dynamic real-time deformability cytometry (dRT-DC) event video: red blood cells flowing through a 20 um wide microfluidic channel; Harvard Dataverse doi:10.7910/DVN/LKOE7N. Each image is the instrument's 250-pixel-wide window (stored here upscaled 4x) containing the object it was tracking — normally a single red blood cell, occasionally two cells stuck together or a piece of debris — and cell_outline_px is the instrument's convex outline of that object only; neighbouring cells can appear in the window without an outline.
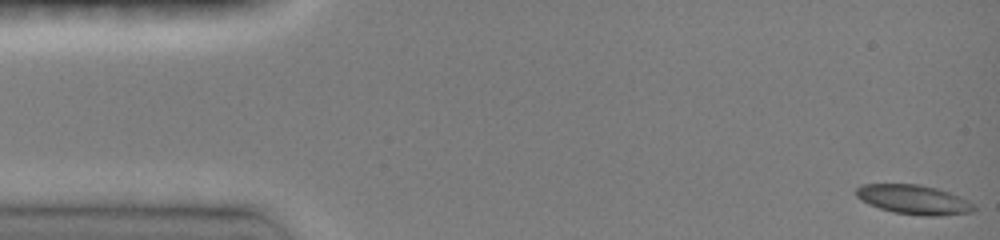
{"species": "common noctule bat (a hibernating species)", "species_latin": "Nyctalus noctula", "temperature_condition": "room temperature", "stored_images_in_passage": 31, "camera_frame_rate_fps": 3000, "um_per_image_px": 0.085, "animal": {"sex": "female", "body_mass_g": 19.0, "forearm_length_mm": 51.5}, "frame": {"image": 1, "passage_image": 1, "time_ms": 0.0, "image_size_px": [1000, 240], "cell_outline_px": [[976, 208], [972, 212], [940, 216], [924, 216], [892, 212], [868, 204], [860, 200], [856, 196], [856, 188], [860, 184], [920, 184], [936, 188], [960, 196], [976, 204]], "centroid_in_image_um": [77.68, 16.97], "position_along_channel_um": 7.3, "area_um2": 20.4}}
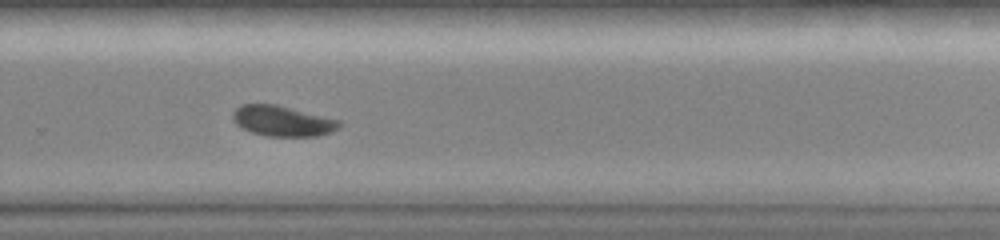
{"frame": {"image": 2, "passage_image": 20, "time_ms": 10.333, "image_size_px": [1000, 240], "cell_outline_px": [[340, 128], [332, 132], [316, 136], [268, 136], [252, 132], [240, 128], [232, 120], [232, 112], [240, 104], [276, 104], [340, 120]], "centroid_in_image_um": [23.98, 10.28], "position_along_channel_um": 305.8, "area_um2": 19.02}}
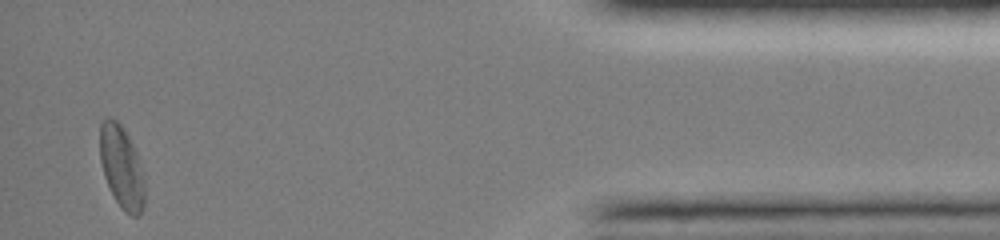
{"frame": {"image": 3, "passage_image": 31, "time_ms": 14.667, "image_size_px": [1000, 240], "cell_outline_px": [[144, 208], [140, 216], [132, 216], [124, 212], [120, 208], [104, 176], [100, 160], [100, 120], [104, 116], [112, 116], [120, 124], [128, 136], [136, 152], [144, 176]], "centroid_in_image_um": [10.33, 14.19], "position_along_channel_um": 424.9, "area_um2": 21.73}, "authors_computed_cell_mechanics": {"area_um2": 19.652, "velocity_mm_per_s": 4.0679, "shape_relaxation_time_tau1_ms": 2.4635, "shape_relaxation_time_tau2_ms": null, "deformation_change_tau1": 0.0806, "deformation_change_tau2": null}}